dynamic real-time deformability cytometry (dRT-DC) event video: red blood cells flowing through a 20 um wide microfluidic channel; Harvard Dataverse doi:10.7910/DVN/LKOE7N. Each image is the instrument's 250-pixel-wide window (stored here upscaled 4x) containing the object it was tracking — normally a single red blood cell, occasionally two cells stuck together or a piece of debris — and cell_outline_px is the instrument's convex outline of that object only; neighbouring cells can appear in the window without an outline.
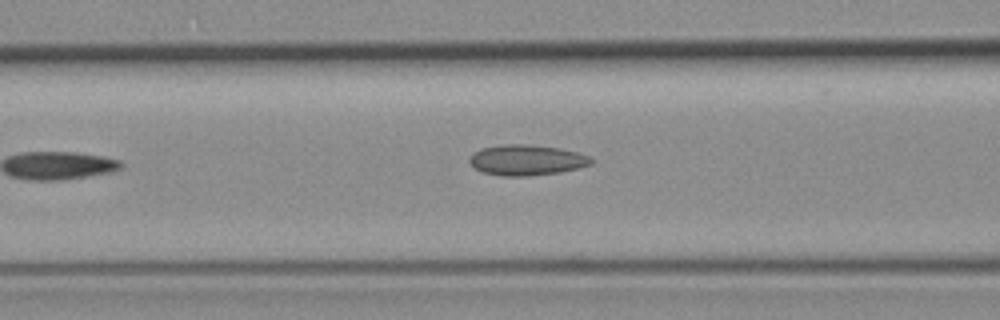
{"species": "common noctule bat (a hibernating species)", "species_latin": "Nyctalus noctula", "temperature_condition": "room temperature", "stored_images_in_passage": 3, "camera_frame_rate_fps": 3000, "um_per_image_px": 0.085, "animal": {"sex": "female", "body_mass_g": 19.3, "forearm_length_mm": 54.1}, "frame": {"image": 1, "passage_image": 3, "time_ms": 2.333, "image_size_px": [1000, 320], "cell_outline_px": [[592, 164], [560, 172], [528, 176], [500, 176], [484, 172], [476, 168], [468, 160], [472, 152], [484, 148], [508, 144], [528, 144], [556, 148], [576, 152], [588, 156], [592, 160]], "centroid_in_image_um": [44.74, 13.61], "position_along_channel_um": 121.9, "area_um2": 21.33}}